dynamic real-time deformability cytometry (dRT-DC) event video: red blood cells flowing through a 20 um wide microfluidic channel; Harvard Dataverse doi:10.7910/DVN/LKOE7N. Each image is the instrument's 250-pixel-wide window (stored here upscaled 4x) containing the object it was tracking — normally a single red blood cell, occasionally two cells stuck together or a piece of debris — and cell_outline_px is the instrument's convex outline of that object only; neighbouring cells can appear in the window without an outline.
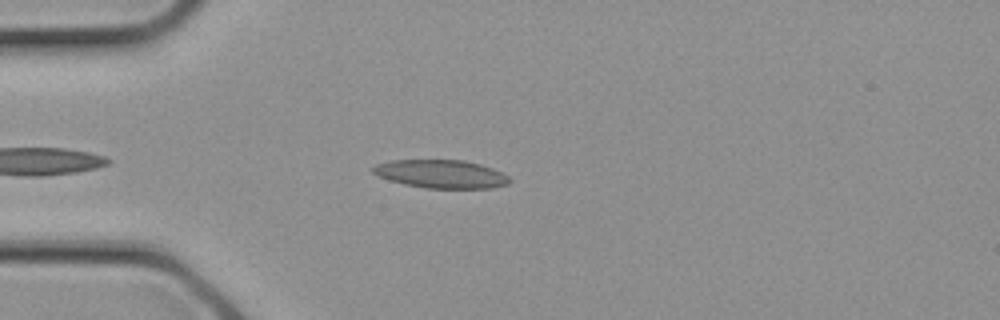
{"species": "common noctule bat (a hibernating species)", "species_latin": "Nyctalus noctula", "temperature_condition": "cold", "stored_images_in_passage": 4, "camera_frame_rate_fps": 3000, "um_per_image_px": 0.085, "animal": {"sex": "female", "body_mass_g": 21.9}, "frame": {"image": 1, "passage_image": 3, "time_ms": 0.667, "image_size_px": [1000, 320], "cell_outline_px": [[512, 180], [508, 184], [492, 188], [424, 188], [404, 184], [388, 180], [372, 172], [372, 168], [376, 164], [392, 160], [464, 160], [480, 164], [492, 168], [508, 176]], "centroid_in_image_um": [37.5, 14.79], "position_along_channel_um": 47.5, "area_um2": 22.48}}